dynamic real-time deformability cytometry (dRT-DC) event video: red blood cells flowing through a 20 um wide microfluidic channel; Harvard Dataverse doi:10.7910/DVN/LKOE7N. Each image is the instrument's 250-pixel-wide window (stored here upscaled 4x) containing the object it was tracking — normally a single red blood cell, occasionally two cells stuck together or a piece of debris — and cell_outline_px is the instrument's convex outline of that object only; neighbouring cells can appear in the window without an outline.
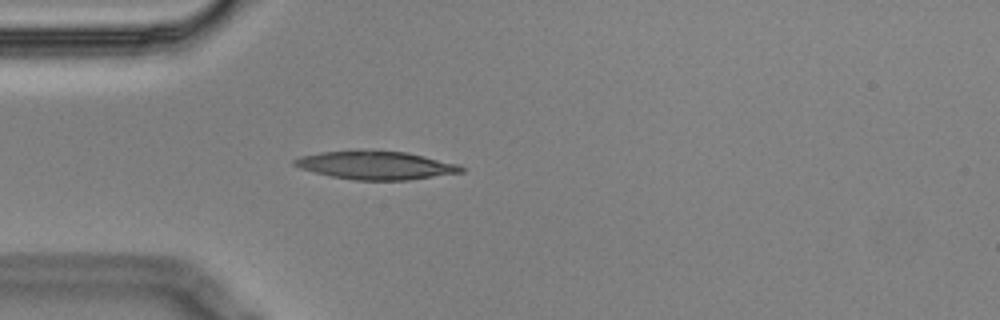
{"species": "Egyptian fruit bat (a non-hibernating species)", "species_latin": "Rousettus aegyptiacus", "temperature_condition": "cold", "stored_images_in_passage": 4, "camera_frame_rate_fps": 3000, "um_per_image_px": 0.085, "animal": {"sex": "male"}, "frame": {"image": 1, "passage_image": 4, "time_ms": 1.0, "image_size_px": [1000, 320], "cell_outline_px": [[464, 172], [408, 180], [356, 180], [332, 176], [300, 168], [292, 164], [292, 160], [300, 156], [320, 152], [408, 152], [460, 164], [464, 168]], "centroid_in_image_um": [32.0, 14.07], "position_along_channel_um": 53.0, "area_um2": 26.88}}